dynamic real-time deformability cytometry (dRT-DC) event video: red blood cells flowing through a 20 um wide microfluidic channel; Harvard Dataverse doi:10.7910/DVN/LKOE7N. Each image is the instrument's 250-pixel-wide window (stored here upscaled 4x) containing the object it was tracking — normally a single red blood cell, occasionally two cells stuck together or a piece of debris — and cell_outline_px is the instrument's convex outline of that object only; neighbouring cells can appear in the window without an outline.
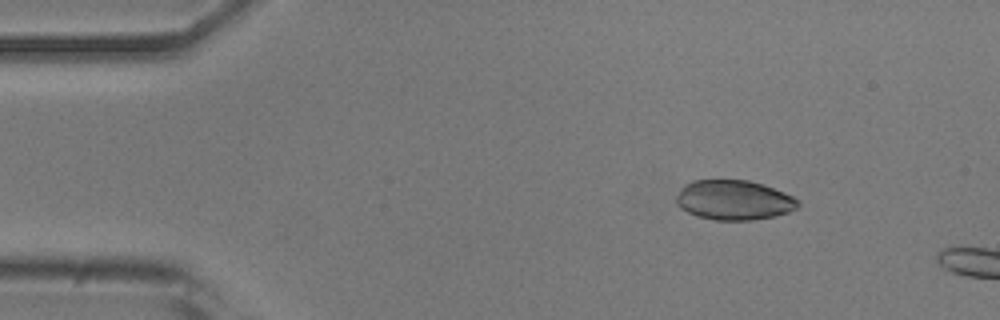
{"species": "common noctule bat (a hibernating species)", "species_latin": "Nyctalus noctula", "temperature_condition": "room temperature", "stored_images_in_passage": 7, "camera_frame_rate_fps": 3000, "um_per_image_px": 0.085, "animal": {"sex": "male", "body_mass_g": 20.5, "forearm_length_mm": 52.5}, "frame": {"image": 1, "passage_image": 4, "time_ms": 1.0, "image_size_px": [1000, 320], "cell_outline_px": [[800, 204], [796, 208], [788, 212], [776, 216], [752, 220], [716, 220], [700, 216], [688, 212], [680, 208], [676, 204], [676, 196], [680, 188], [684, 184], [692, 180], [748, 180], [784, 192], [800, 200]], "centroid_in_image_um": [62.37, 17.0], "position_along_channel_um": 22.6, "area_um2": 28.21}}